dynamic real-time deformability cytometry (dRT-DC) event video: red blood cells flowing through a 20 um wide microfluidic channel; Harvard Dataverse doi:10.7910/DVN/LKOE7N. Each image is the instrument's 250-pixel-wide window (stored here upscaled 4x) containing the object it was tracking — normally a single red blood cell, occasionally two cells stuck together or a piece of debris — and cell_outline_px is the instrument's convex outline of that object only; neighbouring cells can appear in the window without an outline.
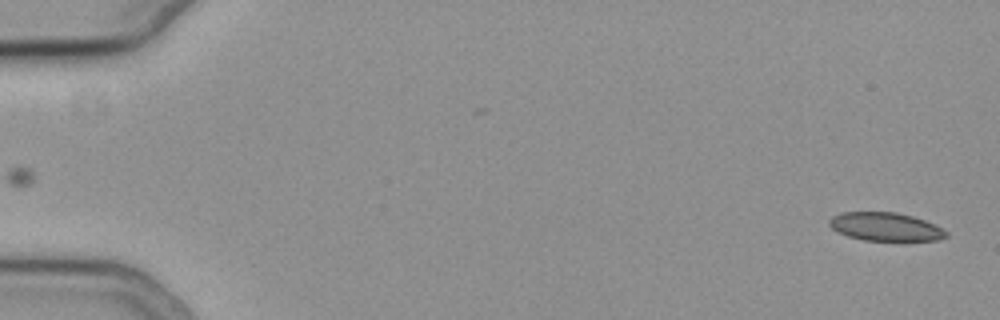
{"species": "common noctule bat (a hibernating species)", "species_latin": "Nyctalus noctula", "temperature_condition": "cold", "stored_images_in_passage": 55, "camera_frame_rate_fps": 3000, "um_per_image_px": 0.085, "animal": {"sex": "female", "body_mass_g": 19.3, "forearm_length_mm": 54.1}, "frame": {"image": 1, "passage_image": 1, "time_ms": 0.0, "image_size_px": [1000, 320], "cell_outline_px": [[948, 236], [940, 240], [904, 244], [864, 240], [848, 236], [836, 232], [828, 224], [828, 220], [832, 216], [840, 212], [896, 212], [912, 216], [924, 220], [948, 232]], "centroid_in_image_um": [75.3, 19.33], "position_along_channel_um": 9.7, "area_um2": 20.35}}
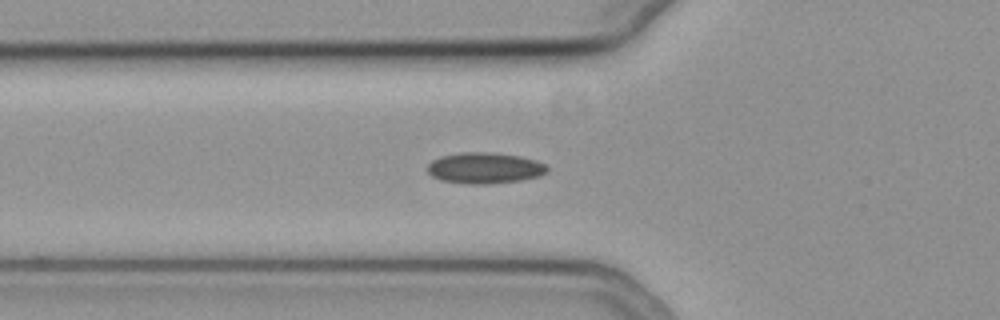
{"frame": {"image": 2, "passage_image": 20, "time_ms": 6.333, "image_size_px": [1000, 320], "cell_outline_px": [[548, 172], [540, 176], [524, 180], [488, 184], [468, 184], [440, 180], [432, 176], [424, 168], [432, 160], [440, 156], [460, 152], [488, 152], [520, 156], [536, 160], [544, 164], [548, 168]], "centroid_in_image_um": [41.18, 14.28], "position_along_channel_um": 84.6, "area_um2": 21.96}}
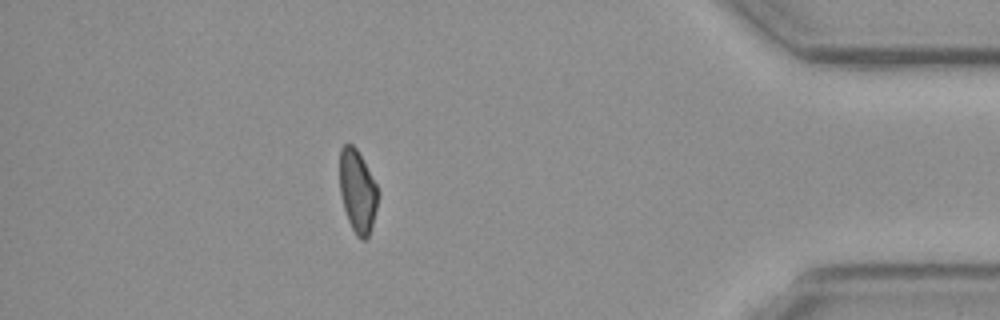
{"frame": {"image": 3, "passage_image": 49, "time_ms": 16.0, "image_size_px": [1000, 320], "cell_outline_px": [[380, 196], [372, 224], [368, 236], [364, 240], [360, 240], [356, 236], [348, 220], [344, 208], [340, 192], [340, 148], [344, 144], [352, 144], [356, 148], [376, 184], [380, 192]], "centroid_in_image_um": [30.4, 16.27], "position_along_channel_um": 404.8, "area_um2": 18.44}, "authors_computed_cell_mechanics": {"area_um2": 20.2878, "velocity_mm_per_s": 3.7652, "shape_relaxation_time_tau1_ms": null, "shape_relaxation_time_tau2_ms": 6.1388, "deformation_change_tau1": null, "deformation_change_tau2": 0.1188}}